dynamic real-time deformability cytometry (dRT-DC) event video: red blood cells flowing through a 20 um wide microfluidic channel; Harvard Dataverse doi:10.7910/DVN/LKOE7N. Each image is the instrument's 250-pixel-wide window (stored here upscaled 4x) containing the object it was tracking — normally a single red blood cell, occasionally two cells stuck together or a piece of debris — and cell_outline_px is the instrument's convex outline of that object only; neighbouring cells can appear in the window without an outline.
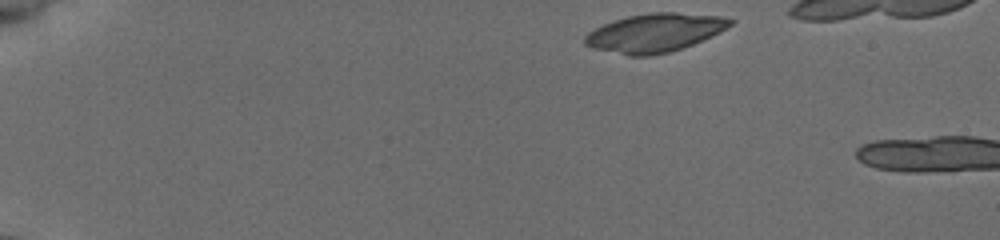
{"species": "common noctule bat (a hibernating species)", "species_latin": "Nyctalus noctula", "temperature_condition": "cold", "stored_images_in_passage": 9, "camera_frame_rate_fps": 3000, "um_per_image_px": 0.085, "animal": {"sex": "female", "body_mass_g": 19.5, "forearm_length_mm": 54.1}, "frame": {"image": 1, "passage_image": 1, "time_ms": 0.0, "image_size_px": [1000, 240], "cell_outline_px": [[736, 20], [732, 24], [720, 32], [712, 36], [692, 44], [668, 52], [652, 56], [628, 56], [592, 48], [584, 44], [584, 36], [588, 32], [604, 24], [628, 16], [648, 12], [676, 12], [720, 16]], "centroid_in_image_um": [55.65, 2.79], "position_along_channel_um": 29.4, "area_um2": 32.6}}